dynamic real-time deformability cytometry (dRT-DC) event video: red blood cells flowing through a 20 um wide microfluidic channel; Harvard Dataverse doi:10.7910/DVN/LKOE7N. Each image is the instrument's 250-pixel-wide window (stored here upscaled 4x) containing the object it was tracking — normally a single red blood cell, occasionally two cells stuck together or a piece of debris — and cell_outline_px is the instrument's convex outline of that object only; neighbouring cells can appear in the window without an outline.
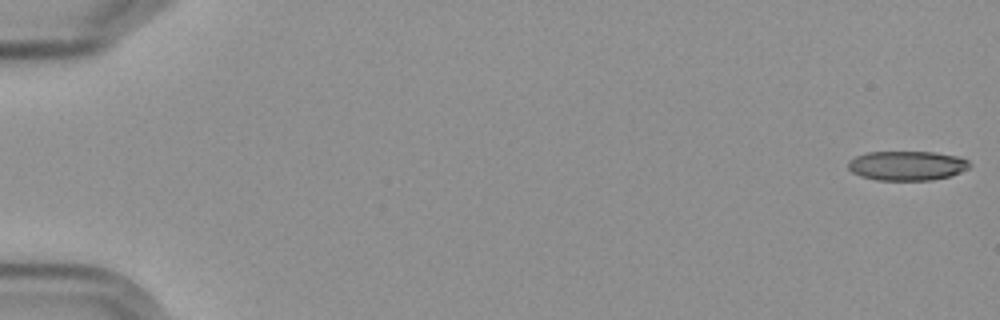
{"species": "Egyptian fruit bat (a non-hibernating species)", "species_latin": "Rousettus aegyptiacus", "temperature_condition": "cold", "stored_images_in_passage": 5, "camera_frame_rate_fps": 3000, "um_per_image_px": 0.085, "frame": {"image": 1, "passage_image": 1, "time_ms": 0.0, "image_size_px": [1000, 320], "cell_outline_px": [[972, 164], [968, 168], [960, 172], [948, 176], [932, 180], [876, 180], [860, 176], [852, 172], [848, 168], [848, 160], [856, 156], [868, 152], [936, 152], [956, 156], [968, 160]], "centroid_in_image_um": [77.08, 14.08], "position_along_channel_um": 7.9, "area_um2": 20.87}}